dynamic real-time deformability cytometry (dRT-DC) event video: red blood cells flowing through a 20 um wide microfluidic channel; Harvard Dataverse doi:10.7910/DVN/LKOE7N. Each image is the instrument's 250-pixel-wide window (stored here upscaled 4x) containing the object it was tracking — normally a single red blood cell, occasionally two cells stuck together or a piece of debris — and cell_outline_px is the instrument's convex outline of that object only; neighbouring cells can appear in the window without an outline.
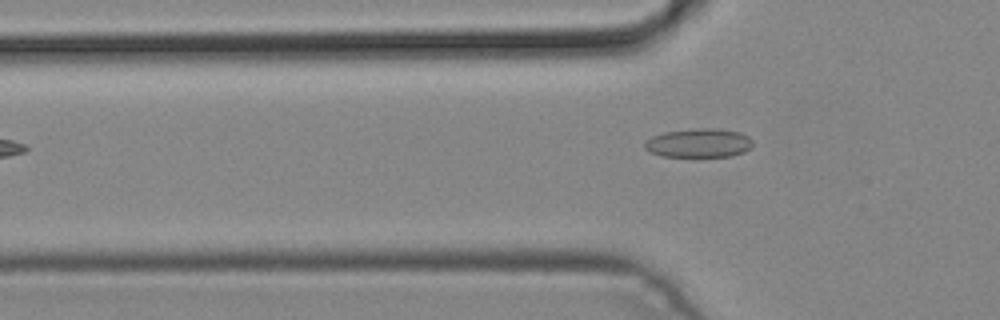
{"species": "common noctule bat (a hibernating species)", "species_latin": "Nyctalus noctula", "temperature_condition": "cold", "stored_images_in_passage": 4, "camera_frame_rate_fps": 3000, "um_per_image_px": 0.085, "animal": {"sex": "male", "body_mass_g": 19.2, "forearm_length_mm": 51.8}, "frame": {"image": 1, "passage_image": 4, "time_ms": 1.0, "image_size_px": [1000, 320], "cell_outline_px": [[752, 148], [744, 152], [732, 156], [660, 156], [648, 152], [644, 148], [644, 140], [652, 136], [664, 132], [700, 128], [716, 128], [740, 132], [748, 136], [752, 140]], "centroid_in_image_um": [59.38, 12.15], "position_along_channel_um": 66.4, "area_um2": 18.38}}